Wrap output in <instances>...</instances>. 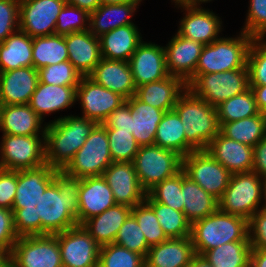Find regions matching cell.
<instances>
[{"mask_svg": "<svg viewBox=\"0 0 266 267\" xmlns=\"http://www.w3.org/2000/svg\"><path fill=\"white\" fill-rule=\"evenodd\" d=\"M131 214L137 220L150 247L169 239L162 230L153 208L145 200L134 206Z\"/></svg>", "mask_w": 266, "mask_h": 267, "instance_id": "b9f144b4", "label": "cell"}, {"mask_svg": "<svg viewBox=\"0 0 266 267\" xmlns=\"http://www.w3.org/2000/svg\"><path fill=\"white\" fill-rule=\"evenodd\" d=\"M116 205L113 192L101 176L81 179L78 204V225Z\"/></svg>", "mask_w": 266, "mask_h": 267, "instance_id": "44dd1931", "label": "cell"}, {"mask_svg": "<svg viewBox=\"0 0 266 267\" xmlns=\"http://www.w3.org/2000/svg\"><path fill=\"white\" fill-rule=\"evenodd\" d=\"M101 56L109 60L129 61L143 42L135 24L118 27L99 37Z\"/></svg>", "mask_w": 266, "mask_h": 267, "instance_id": "f546056e", "label": "cell"}, {"mask_svg": "<svg viewBox=\"0 0 266 267\" xmlns=\"http://www.w3.org/2000/svg\"><path fill=\"white\" fill-rule=\"evenodd\" d=\"M0 155V169L17 171L43 166L46 164L45 135L3 134Z\"/></svg>", "mask_w": 266, "mask_h": 267, "instance_id": "8fae6325", "label": "cell"}, {"mask_svg": "<svg viewBox=\"0 0 266 267\" xmlns=\"http://www.w3.org/2000/svg\"><path fill=\"white\" fill-rule=\"evenodd\" d=\"M77 86L51 85L38 82L28 105L43 120L45 114L65 110L76 102Z\"/></svg>", "mask_w": 266, "mask_h": 267, "instance_id": "4dcf8cb0", "label": "cell"}, {"mask_svg": "<svg viewBox=\"0 0 266 267\" xmlns=\"http://www.w3.org/2000/svg\"><path fill=\"white\" fill-rule=\"evenodd\" d=\"M184 125L175 110L164 113L158 124L154 145L177 152L182 157L196 149L186 140Z\"/></svg>", "mask_w": 266, "mask_h": 267, "instance_id": "d590c367", "label": "cell"}, {"mask_svg": "<svg viewBox=\"0 0 266 267\" xmlns=\"http://www.w3.org/2000/svg\"><path fill=\"white\" fill-rule=\"evenodd\" d=\"M133 163L138 181L146 193L182 170V156L157 145L140 146Z\"/></svg>", "mask_w": 266, "mask_h": 267, "instance_id": "9c48e42d", "label": "cell"}, {"mask_svg": "<svg viewBox=\"0 0 266 267\" xmlns=\"http://www.w3.org/2000/svg\"><path fill=\"white\" fill-rule=\"evenodd\" d=\"M39 81L44 84L78 86L82 75L68 61L44 66L38 70Z\"/></svg>", "mask_w": 266, "mask_h": 267, "instance_id": "7dc6e473", "label": "cell"}, {"mask_svg": "<svg viewBox=\"0 0 266 267\" xmlns=\"http://www.w3.org/2000/svg\"><path fill=\"white\" fill-rule=\"evenodd\" d=\"M131 106L125 101L119 108L111 112L102 125L105 128H115L119 131L131 132Z\"/></svg>", "mask_w": 266, "mask_h": 267, "instance_id": "9f6ffc18", "label": "cell"}, {"mask_svg": "<svg viewBox=\"0 0 266 267\" xmlns=\"http://www.w3.org/2000/svg\"><path fill=\"white\" fill-rule=\"evenodd\" d=\"M88 77L125 100L135 95L136 85L127 61L102 58Z\"/></svg>", "mask_w": 266, "mask_h": 267, "instance_id": "603a6c76", "label": "cell"}, {"mask_svg": "<svg viewBox=\"0 0 266 267\" xmlns=\"http://www.w3.org/2000/svg\"><path fill=\"white\" fill-rule=\"evenodd\" d=\"M66 0H29L19 4V30L30 37L55 34L57 17Z\"/></svg>", "mask_w": 266, "mask_h": 267, "instance_id": "9a60e30c", "label": "cell"}, {"mask_svg": "<svg viewBox=\"0 0 266 267\" xmlns=\"http://www.w3.org/2000/svg\"><path fill=\"white\" fill-rule=\"evenodd\" d=\"M98 267H145V258L112 243L100 247Z\"/></svg>", "mask_w": 266, "mask_h": 267, "instance_id": "7bdbcfd3", "label": "cell"}, {"mask_svg": "<svg viewBox=\"0 0 266 267\" xmlns=\"http://www.w3.org/2000/svg\"><path fill=\"white\" fill-rule=\"evenodd\" d=\"M185 9V17L180 21L176 33L180 36L198 41L203 45L211 44L218 39L222 31L220 17L209 9L182 7Z\"/></svg>", "mask_w": 266, "mask_h": 267, "instance_id": "d4e9b609", "label": "cell"}, {"mask_svg": "<svg viewBox=\"0 0 266 267\" xmlns=\"http://www.w3.org/2000/svg\"><path fill=\"white\" fill-rule=\"evenodd\" d=\"M142 0H132L121 4L100 5L95 11L89 13V31L100 37L118 27L134 24L131 21Z\"/></svg>", "mask_w": 266, "mask_h": 267, "instance_id": "f1b7e54d", "label": "cell"}, {"mask_svg": "<svg viewBox=\"0 0 266 267\" xmlns=\"http://www.w3.org/2000/svg\"><path fill=\"white\" fill-rule=\"evenodd\" d=\"M19 30V3L0 0V43Z\"/></svg>", "mask_w": 266, "mask_h": 267, "instance_id": "816d5d0a", "label": "cell"}, {"mask_svg": "<svg viewBox=\"0 0 266 267\" xmlns=\"http://www.w3.org/2000/svg\"><path fill=\"white\" fill-rule=\"evenodd\" d=\"M265 183L253 171L232 174L228 187L218 200V209L249 221L262 208L260 203L262 202Z\"/></svg>", "mask_w": 266, "mask_h": 267, "instance_id": "52a82bcc", "label": "cell"}, {"mask_svg": "<svg viewBox=\"0 0 266 267\" xmlns=\"http://www.w3.org/2000/svg\"><path fill=\"white\" fill-rule=\"evenodd\" d=\"M80 100L83 117L102 124L107 116L126 100L119 94L82 76L76 88V101Z\"/></svg>", "mask_w": 266, "mask_h": 267, "instance_id": "2e32d148", "label": "cell"}, {"mask_svg": "<svg viewBox=\"0 0 266 267\" xmlns=\"http://www.w3.org/2000/svg\"><path fill=\"white\" fill-rule=\"evenodd\" d=\"M113 162H133L140 145L129 131L106 128Z\"/></svg>", "mask_w": 266, "mask_h": 267, "instance_id": "ee69618b", "label": "cell"}, {"mask_svg": "<svg viewBox=\"0 0 266 267\" xmlns=\"http://www.w3.org/2000/svg\"><path fill=\"white\" fill-rule=\"evenodd\" d=\"M216 110L219 123L237 121L260 113L251 88L221 102Z\"/></svg>", "mask_w": 266, "mask_h": 267, "instance_id": "60d3db41", "label": "cell"}, {"mask_svg": "<svg viewBox=\"0 0 266 267\" xmlns=\"http://www.w3.org/2000/svg\"><path fill=\"white\" fill-rule=\"evenodd\" d=\"M263 198L265 199L264 200V205H262V208L261 210L265 211L266 212V183H265V186H264V189H263Z\"/></svg>", "mask_w": 266, "mask_h": 267, "instance_id": "003e7915", "label": "cell"}, {"mask_svg": "<svg viewBox=\"0 0 266 267\" xmlns=\"http://www.w3.org/2000/svg\"><path fill=\"white\" fill-rule=\"evenodd\" d=\"M11 267H63L56 234L19 237L11 252Z\"/></svg>", "mask_w": 266, "mask_h": 267, "instance_id": "4fadbf2b", "label": "cell"}, {"mask_svg": "<svg viewBox=\"0 0 266 267\" xmlns=\"http://www.w3.org/2000/svg\"><path fill=\"white\" fill-rule=\"evenodd\" d=\"M114 243L142 255L144 258L150 248L137 220L132 214L128 216L124 224L119 228Z\"/></svg>", "mask_w": 266, "mask_h": 267, "instance_id": "bcb514c9", "label": "cell"}, {"mask_svg": "<svg viewBox=\"0 0 266 267\" xmlns=\"http://www.w3.org/2000/svg\"><path fill=\"white\" fill-rule=\"evenodd\" d=\"M203 46L198 41L175 34L164 47L168 74L187 84L195 75Z\"/></svg>", "mask_w": 266, "mask_h": 267, "instance_id": "ac0fdd59", "label": "cell"}, {"mask_svg": "<svg viewBox=\"0 0 266 267\" xmlns=\"http://www.w3.org/2000/svg\"><path fill=\"white\" fill-rule=\"evenodd\" d=\"M33 37L17 30L0 43V72L32 67Z\"/></svg>", "mask_w": 266, "mask_h": 267, "instance_id": "836d02e7", "label": "cell"}, {"mask_svg": "<svg viewBox=\"0 0 266 267\" xmlns=\"http://www.w3.org/2000/svg\"><path fill=\"white\" fill-rule=\"evenodd\" d=\"M32 59L33 67L37 70L68 60L65 37L55 34L33 37Z\"/></svg>", "mask_w": 266, "mask_h": 267, "instance_id": "f35d334b", "label": "cell"}, {"mask_svg": "<svg viewBox=\"0 0 266 267\" xmlns=\"http://www.w3.org/2000/svg\"><path fill=\"white\" fill-rule=\"evenodd\" d=\"M15 1H17L20 4V3H23V2H26V1H29V0H15Z\"/></svg>", "mask_w": 266, "mask_h": 267, "instance_id": "a7ac6f4b", "label": "cell"}, {"mask_svg": "<svg viewBox=\"0 0 266 267\" xmlns=\"http://www.w3.org/2000/svg\"><path fill=\"white\" fill-rule=\"evenodd\" d=\"M0 267H11V252L0 247Z\"/></svg>", "mask_w": 266, "mask_h": 267, "instance_id": "be15d7a7", "label": "cell"}, {"mask_svg": "<svg viewBox=\"0 0 266 267\" xmlns=\"http://www.w3.org/2000/svg\"><path fill=\"white\" fill-rule=\"evenodd\" d=\"M126 102L131 106V133L140 146L154 145L158 124L165 111L157 109L135 95Z\"/></svg>", "mask_w": 266, "mask_h": 267, "instance_id": "1f68e13d", "label": "cell"}, {"mask_svg": "<svg viewBox=\"0 0 266 267\" xmlns=\"http://www.w3.org/2000/svg\"><path fill=\"white\" fill-rule=\"evenodd\" d=\"M250 241H233L206 251L202 256L212 267H250Z\"/></svg>", "mask_w": 266, "mask_h": 267, "instance_id": "74e56055", "label": "cell"}, {"mask_svg": "<svg viewBox=\"0 0 266 267\" xmlns=\"http://www.w3.org/2000/svg\"><path fill=\"white\" fill-rule=\"evenodd\" d=\"M188 267H212L203 256L195 255Z\"/></svg>", "mask_w": 266, "mask_h": 267, "instance_id": "e7e4bbea", "label": "cell"}, {"mask_svg": "<svg viewBox=\"0 0 266 267\" xmlns=\"http://www.w3.org/2000/svg\"><path fill=\"white\" fill-rule=\"evenodd\" d=\"M187 89L186 83L177 76L150 82L136 87L135 96L157 109L165 112L174 110L179 96Z\"/></svg>", "mask_w": 266, "mask_h": 267, "instance_id": "83f0119b", "label": "cell"}, {"mask_svg": "<svg viewBox=\"0 0 266 267\" xmlns=\"http://www.w3.org/2000/svg\"><path fill=\"white\" fill-rule=\"evenodd\" d=\"M253 37L243 31L235 38L219 37L204 45L195 75L247 68V55Z\"/></svg>", "mask_w": 266, "mask_h": 267, "instance_id": "8992f818", "label": "cell"}, {"mask_svg": "<svg viewBox=\"0 0 266 267\" xmlns=\"http://www.w3.org/2000/svg\"><path fill=\"white\" fill-rule=\"evenodd\" d=\"M39 82V72L32 67L0 72V104H28Z\"/></svg>", "mask_w": 266, "mask_h": 267, "instance_id": "ffe728a7", "label": "cell"}, {"mask_svg": "<svg viewBox=\"0 0 266 267\" xmlns=\"http://www.w3.org/2000/svg\"><path fill=\"white\" fill-rule=\"evenodd\" d=\"M97 125L96 121L73 115L48 122L45 130L46 164L62 171Z\"/></svg>", "mask_w": 266, "mask_h": 267, "instance_id": "3957f363", "label": "cell"}, {"mask_svg": "<svg viewBox=\"0 0 266 267\" xmlns=\"http://www.w3.org/2000/svg\"><path fill=\"white\" fill-rule=\"evenodd\" d=\"M18 238L12 210L0 207V247L12 252Z\"/></svg>", "mask_w": 266, "mask_h": 267, "instance_id": "db71d44e", "label": "cell"}, {"mask_svg": "<svg viewBox=\"0 0 266 267\" xmlns=\"http://www.w3.org/2000/svg\"><path fill=\"white\" fill-rule=\"evenodd\" d=\"M182 170L171 178L159 182L148 194L156 201L183 212Z\"/></svg>", "mask_w": 266, "mask_h": 267, "instance_id": "f6af8a7d", "label": "cell"}, {"mask_svg": "<svg viewBox=\"0 0 266 267\" xmlns=\"http://www.w3.org/2000/svg\"><path fill=\"white\" fill-rule=\"evenodd\" d=\"M172 1V0H171ZM212 0H173L175 5L181 7L200 8V5L204 2H210Z\"/></svg>", "mask_w": 266, "mask_h": 267, "instance_id": "6125c7cd", "label": "cell"}, {"mask_svg": "<svg viewBox=\"0 0 266 267\" xmlns=\"http://www.w3.org/2000/svg\"><path fill=\"white\" fill-rule=\"evenodd\" d=\"M195 255L191 236L169 238L149 248L145 267H188Z\"/></svg>", "mask_w": 266, "mask_h": 267, "instance_id": "484cf974", "label": "cell"}, {"mask_svg": "<svg viewBox=\"0 0 266 267\" xmlns=\"http://www.w3.org/2000/svg\"><path fill=\"white\" fill-rule=\"evenodd\" d=\"M174 110L184 125L186 140L196 150H206L220 133L216 107L196 97L188 88L177 99Z\"/></svg>", "mask_w": 266, "mask_h": 267, "instance_id": "277c9868", "label": "cell"}, {"mask_svg": "<svg viewBox=\"0 0 266 267\" xmlns=\"http://www.w3.org/2000/svg\"><path fill=\"white\" fill-rule=\"evenodd\" d=\"M63 267H98L100 246L83 225L56 234Z\"/></svg>", "mask_w": 266, "mask_h": 267, "instance_id": "5bb4252c", "label": "cell"}, {"mask_svg": "<svg viewBox=\"0 0 266 267\" xmlns=\"http://www.w3.org/2000/svg\"><path fill=\"white\" fill-rule=\"evenodd\" d=\"M87 22H89V13L86 10L65 3L56 20L55 35L64 36L89 30Z\"/></svg>", "mask_w": 266, "mask_h": 267, "instance_id": "681fc988", "label": "cell"}, {"mask_svg": "<svg viewBox=\"0 0 266 267\" xmlns=\"http://www.w3.org/2000/svg\"><path fill=\"white\" fill-rule=\"evenodd\" d=\"M66 3L86 10L88 13L95 11L100 5V0H66Z\"/></svg>", "mask_w": 266, "mask_h": 267, "instance_id": "91938a15", "label": "cell"}, {"mask_svg": "<svg viewBox=\"0 0 266 267\" xmlns=\"http://www.w3.org/2000/svg\"><path fill=\"white\" fill-rule=\"evenodd\" d=\"M58 171L49 164L17 170V189L12 212L18 237L41 235V225L36 219V203L54 181Z\"/></svg>", "mask_w": 266, "mask_h": 267, "instance_id": "7a4b0ae2", "label": "cell"}, {"mask_svg": "<svg viewBox=\"0 0 266 267\" xmlns=\"http://www.w3.org/2000/svg\"><path fill=\"white\" fill-rule=\"evenodd\" d=\"M17 189V171L0 169V207L12 210Z\"/></svg>", "mask_w": 266, "mask_h": 267, "instance_id": "11a10c76", "label": "cell"}, {"mask_svg": "<svg viewBox=\"0 0 266 267\" xmlns=\"http://www.w3.org/2000/svg\"><path fill=\"white\" fill-rule=\"evenodd\" d=\"M220 126V132L227 138L255 147L266 136V114L220 123Z\"/></svg>", "mask_w": 266, "mask_h": 267, "instance_id": "8d00e7d4", "label": "cell"}, {"mask_svg": "<svg viewBox=\"0 0 266 267\" xmlns=\"http://www.w3.org/2000/svg\"><path fill=\"white\" fill-rule=\"evenodd\" d=\"M249 241L252 248L266 249V212L258 210L248 221Z\"/></svg>", "mask_w": 266, "mask_h": 267, "instance_id": "f5cc1de1", "label": "cell"}, {"mask_svg": "<svg viewBox=\"0 0 266 267\" xmlns=\"http://www.w3.org/2000/svg\"><path fill=\"white\" fill-rule=\"evenodd\" d=\"M191 239L196 255L233 241H249L248 221L217 209L191 226Z\"/></svg>", "mask_w": 266, "mask_h": 267, "instance_id": "5b68a950", "label": "cell"}, {"mask_svg": "<svg viewBox=\"0 0 266 267\" xmlns=\"http://www.w3.org/2000/svg\"><path fill=\"white\" fill-rule=\"evenodd\" d=\"M249 85H266V41L254 37L247 55Z\"/></svg>", "mask_w": 266, "mask_h": 267, "instance_id": "c3c4849f", "label": "cell"}, {"mask_svg": "<svg viewBox=\"0 0 266 267\" xmlns=\"http://www.w3.org/2000/svg\"><path fill=\"white\" fill-rule=\"evenodd\" d=\"M136 87L168 77L164 47L142 42L128 61Z\"/></svg>", "mask_w": 266, "mask_h": 267, "instance_id": "d6986e66", "label": "cell"}, {"mask_svg": "<svg viewBox=\"0 0 266 267\" xmlns=\"http://www.w3.org/2000/svg\"><path fill=\"white\" fill-rule=\"evenodd\" d=\"M131 210L129 206L116 204L101 214L87 219L82 225L100 247L112 244Z\"/></svg>", "mask_w": 266, "mask_h": 267, "instance_id": "d6a6232c", "label": "cell"}, {"mask_svg": "<svg viewBox=\"0 0 266 267\" xmlns=\"http://www.w3.org/2000/svg\"><path fill=\"white\" fill-rule=\"evenodd\" d=\"M186 85L196 97L217 107L221 102L250 88L248 68L194 75Z\"/></svg>", "mask_w": 266, "mask_h": 267, "instance_id": "ba28073f", "label": "cell"}, {"mask_svg": "<svg viewBox=\"0 0 266 267\" xmlns=\"http://www.w3.org/2000/svg\"><path fill=\"white\" fill-rule=\"evenodd\" d=\"M43 121L28 104L0 106V130L3 134L45 135L46 125L41 127Z\"/></svg>", "mask_w": 266, "mask_h": 267, "instance_id": "4316f807", "label": "cell"}, {"mask_svg": "<svg viewBox=\"0 0 266 267\" xmlns=\"http://www.w3.org/2000/svg\"><path fill=\"white\" fill-rule=\"evenodd\" d=\"M112 163L106 128L98 124L62 171L80 179L101 176Z\"/></svg>", "mask_w": 266, "mask_h": 267, "instance_id": "30bf717a", "label": "cell"}, {"mask_svg": "<svg viewBox=\"0 0 266 267\" xmlns=\"http://www.w3.org/2000/svg\"><path fill=\"white\" fill-rule=\"evenodd\" d=\"M80 178L55 174L36 203V219L41 225V235H55L78 225Z\"/></svg>", "mask_w": 266, "mask_h": 267, "instance_id": "6da1fadb", "label": "cell"}, {"mask_svg": "<svg viewBox=\"0 0 266 267\" xmlns=\"http://www.w3.org/2000/svg\"><path fill=\"white\" fill-rule=\"evenodd\" d=\"M182 170L217 200L224 194L232 176L207 150H195L182 157Z\"/></svg>", "mask_w": 266, "mask_h": 267, "instance_id": "7c38bea8", "label": "cell"}, {"mask_svg": "<svg viewBox=\"0 0 266 267\" xmlns=\"http://www.w3.org/2000/svg\"><path fill=\"white\" fill-rule=\"evenodd\" d=\"M145 201L153 208L162 230L168 238H184L191 236L192 224L184 212L156 202L148 193Z\"/></svg>", "mask_w": 266, "mask_h": 267, "instance_id": "ab89813d", "label": "cell"}, {"mask_svg": "<svg viewBox=\"0 0 266 267\" xmlns=\"http://www.w3.org/2000/svg\"><path fill=\"white\" fill-rule=\"evenodd\" d=\"M113 192L116 204L131 208L143 202L142 189L133 162H113L102 175Z\"/></svg>", "mask_w": 266, "mask_h": 267, "instance_id": "e0dca14e", "label": "cell"}, {"mask_svg": "<svg viewBox=\"0 0 266 267\" xmlns=\"http://www.w3.org/2000/svg\"><path fill=\"white\" fill-rule=\"evenodd\" d=\"M206 150L232 174L252 172L254 147L227 138L220 132Z\"/></svg>", "mask_w": 266, "mask_h": 267, "instance_id": "7402d4cb", "label": "cell"}, {"mask_svg": "<svg viewBox=\"0 0 266 267\" xmlns=\"http://www.w3.org/2000/svg\"><path fill=\"white\" fill-rule=\"evenodd\" d=\"M260 113L266 114V85H250Z\"/></svg>", "mask_w": 266, "mask_h": 267, "instance_id": "680465c9", "label": "cell"}, {"mask_svg": "<svg viewBox=\"0 0 266 267\" xmlns=\"http://www.w3.org/2000/svg\"><path fill=\"white\" fill-rule=\"evenodd\" d=\"M250 267H266V249L252 248Z\"/></svg>", "mask_w": 266, "mask_h": 267, "instance_id": "94428289", "label": "cell"}, {"mask_svg": "<svg viewBox=\"0 0 266 267\" xmlns=\"http://www.w3.org/2000/svg\"><path fill=\"white\" fill-rule=\"evenodd\" d=\"M132 0H100L101 5L121 4Z\"/></svg>", "mask_w": 266, "mask_h": 267, "instance_id": "03108f58", "label": "cell"}, {"mask_svg": "<svg viewBox=\"0 0 266 267\" xmlns=\"http://www.w3.org/2000/svg\"><path fill=\"white\" fill-rule=\"evenodd\" d=\"M68 61L82 75L88 76L102 59L100 40L89 30L64 35Z\"/></svg>", "mask_w": 266, "mask_h": 267, "instance_id": "cb8c5ba5", "label": "cell"}, {"mask_svg": "<svg viewBox=\"0 0 266 267\" xmlns=\"http://www.w3.org/2000/svg\"><path fill=\"white\" fill-rule=\"evenodd\" d=\"M183 212L191 224L201 220L218 209V200L206 192L182 170Z\"/></svg>", "mask_w": 266, "mask_h": 267, "instance_id": "e575fe53", "label": "cell"}, {"mask_svg": "<svg viewBox=\"0 0 266 267\" xmlns=\"http://www.w3.org/2000/svg\"><path fill=\"white\" fill-rule=\"evenodd\" d=\"M249 10L242 31L254 37L266 40V0H250Z\"/></svg>", "mask_w": 266, "mask_h": 267, "instance_id": "f907efd6", "label": "cell"}, {"mask_svg": "<svg viewBox=\"0 0 266 267\" xmlns=\"http://www.w3.org/2000/svg\"><path fill=\"white\" fill-rule=\"evenodd\" d=\"M252 171L266 182V136L254 147Z\"/></svg>", "mask_w": 266, "mask_h": 267, "instance_id": "6f0895ef", "label": "cell"}]
</instances>
